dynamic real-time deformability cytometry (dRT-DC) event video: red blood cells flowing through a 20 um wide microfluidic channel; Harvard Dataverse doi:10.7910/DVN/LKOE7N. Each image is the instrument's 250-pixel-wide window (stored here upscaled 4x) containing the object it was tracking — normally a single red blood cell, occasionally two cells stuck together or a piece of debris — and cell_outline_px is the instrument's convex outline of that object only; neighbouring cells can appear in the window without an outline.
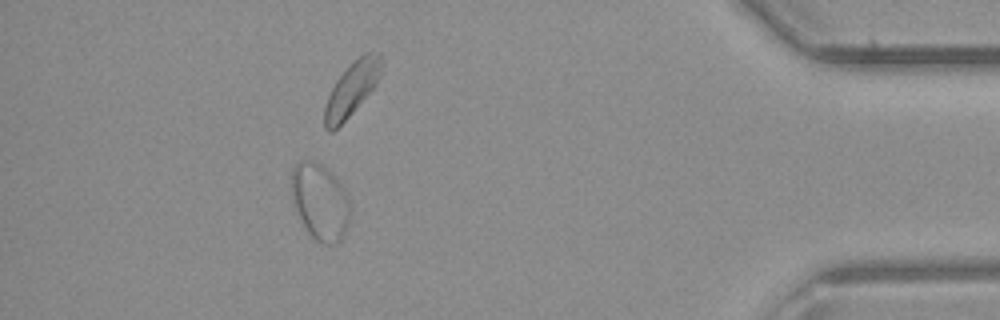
{"species": "common noctule bat (a hibernating species)", "species_latin": "Nyctalus noctula", "temperature_condition": "room temperature", "stored_images_in_passage": 32, "camera_frame_rate_fps": 3000, "um_per_image_px": 0.085, "animal": {"sex": "male", "body_mass_g": 23.1, "forearm_length_mm": 52.7}, "frame": {"image": 1, "passage_image": 28, "time_ms": 9.0, "image_size_px": [1000, 320], "cell_outline_px": [[348, 224], [340, 240], [336, 244], [324, 244], [316, 240], [308, 232], [292, 200], [292, 168], [300, 160], [312, 160], [320, 164], [340, 184], [344, 192], [348, 204]], "centroid_in_image_um": [27.17, 17.15], "position_along_channel_um": 408.0, "area_um2": 25.14}}